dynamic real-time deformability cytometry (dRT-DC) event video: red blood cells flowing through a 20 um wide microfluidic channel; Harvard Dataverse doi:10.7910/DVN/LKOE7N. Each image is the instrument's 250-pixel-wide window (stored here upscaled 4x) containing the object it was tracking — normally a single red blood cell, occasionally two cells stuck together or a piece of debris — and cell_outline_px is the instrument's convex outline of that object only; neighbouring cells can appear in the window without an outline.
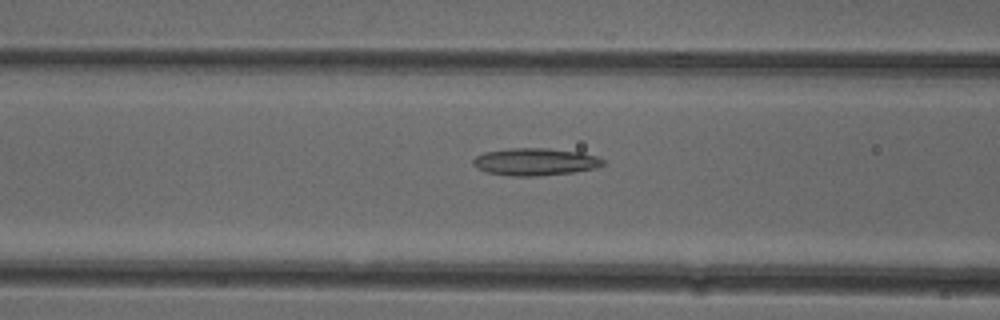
{"species": "common noctule bat (a hibernating species)", "species_latin": "Nyctalus noctula", "temperature_condition": "cold", "stored_images_in_passage": 41, "camera_frame_rate_fps": 3000, "um_per_image_px": 0.085, "animal": {"sex": "female"}, "frame": {"image": 1, "passage_image": 10, "time_ms": 3.0, "image_size_px": [1000, 320], "cell_outline_px": [[608, 164], [596, 168], [572, 172], [536, 176], [512, 176], [484, 172], [476, 168], [472, 164], [472, 160], [476, 156], [484, 152], [508, 148], [548, 148], [580, 152], [600, 156]], "centroid_in_image_um": [45.5, 13.75], "position_along_channel_um": 121.1, "area_um2": 21.04}}
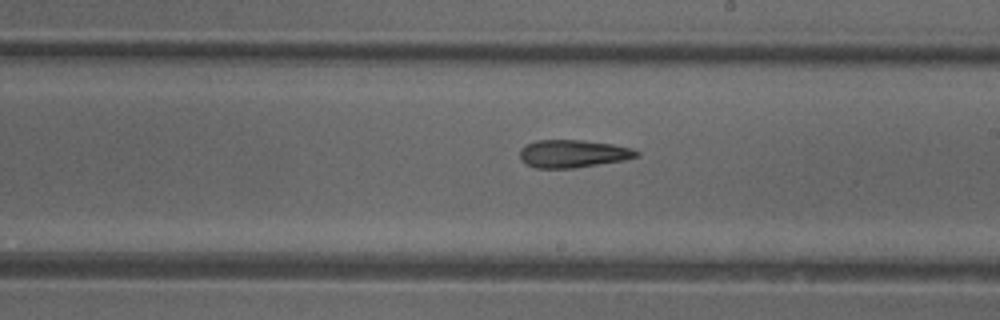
{"frame": {"image": 2, "passage_image": 19, "time_ms": 6.0, "image_size_px": [1000, 320], "cell_outline_px": [[640, 156], [624, 160], [572, 168], [536, 168], [524, 164], [520, 160], [520, 148], [524, 144], [536, 140], [584, 140], [612, 144], [632, 148], [640, 152]], "centroid_in_image_um": [48.67, 13.06], "position_along_channel_um": 240.3, "area_um2": 19.07}}
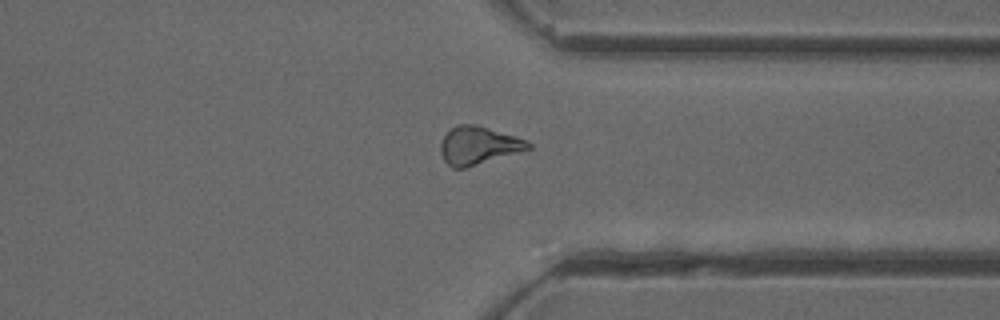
{"frame": {"image": 3, "passage_image": 29, "time_ms": 9.333, "image_size_px": [1000, 320], "cell_outline_px": [[532, 148], [464, 168], [452, 168], [444, 160], [440, 152], [440, 144], [444, 136], [456, 124], [476, 124], [516, 136], [528, 140], [532, 144]], "centroid_in_image_um": [40.67, 12.35], "position_along_channel_um": 370.7, "area_um2": 19.31}, "authors_computed_cell_mechanics": {"area_um2": 19.1896, "velocity_mm_per_s": 3.9702, "shape_relaxation_time_tau1_ms": null, "shape_relaxation_time_tau2_ms": 7.3778, "deformation_change_tau1": null, "deformation_change_tau2": 0.2023}}